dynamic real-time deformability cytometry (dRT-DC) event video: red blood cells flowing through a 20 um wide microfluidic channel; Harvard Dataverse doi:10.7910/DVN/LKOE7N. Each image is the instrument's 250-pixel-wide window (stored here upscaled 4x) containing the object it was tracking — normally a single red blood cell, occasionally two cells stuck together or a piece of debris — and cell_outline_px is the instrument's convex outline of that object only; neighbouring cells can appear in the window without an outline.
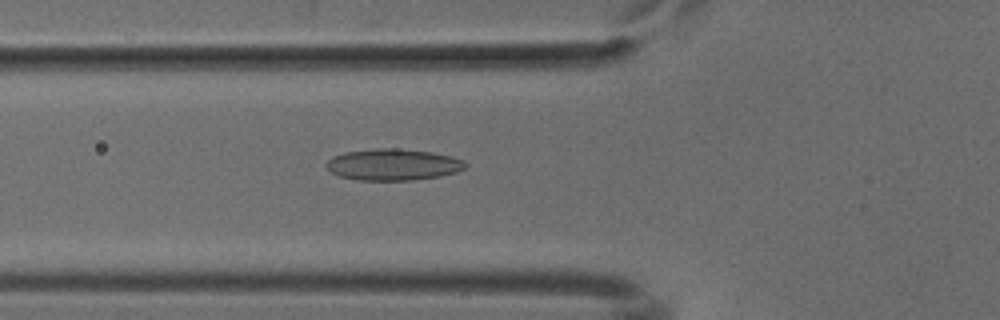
{"species": "common noctule bat (a hibernating species)", "species_latin": "Nyctalus noctula", "temperature_condition": "cold", "stored_images_in_passage": 48, "camera_frame_rate_fps": 3000, "um_per_image_px": 0.085, "animal": {"sex": "male", "body_mass_g": 18.8}, "frame": {"image": 1, "passage_image": 15, "time_ms": 4.667, "image_size_px": [1000, 320], "cell_outline_px": [[468, 164], [464, 168], [456, 172], [440, 176], [412, 180], [356, 180], [340, 176], [332, 172], [324, 164], [332, 156], [344, 152], [376, 148], [396, 148], [432, 152], [452, 156], [464, 160]], "centroid_in_image_um": [33.41, 13.98], "position_along_channel_um": 92.4, "area_um2": 25.61}}
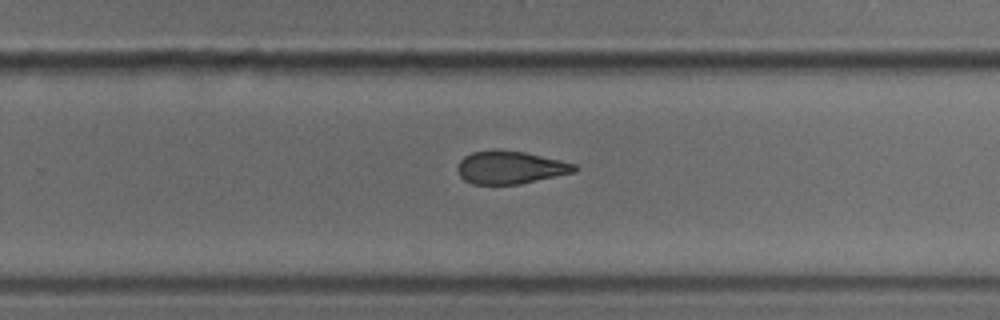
{"frame": {"image": 2, "passage_image": 30, "time_ms": 9.667, "image_size_px": [1000, 320], "cell_outline_px": [[576, 172], [520, 184], [472, 184], [464, 180], [460, 176], [456, 168], [460, 160], [464, 156], [472, 152], [496, 148], [524, 152], [560, 160], [576, 164]], "centroid_in_image_um": [43.34, 14.22], "position_along_channel_um": 286.5, "area_um2": 22.6}}
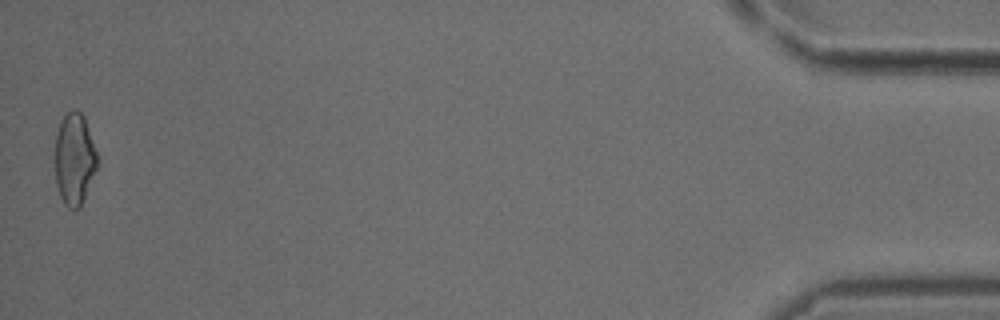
{"frame": {"image": 3, "passage_image": 48, "time_ms": 15.667, "image_size_px": [1000, 320], "cell_outline_px": [[100, 164], [80, 208], [68, 208], [64, 204], [60, 196], [56, 184], [56, 136], [60, 124], [64, 116], [72, 108], [76, 108], [84, 116], [100, 160]], "centroid_in_image_um": [6.37, 13.53], "position_along_channel_um": 428.8, "area_um2": 22.89}}